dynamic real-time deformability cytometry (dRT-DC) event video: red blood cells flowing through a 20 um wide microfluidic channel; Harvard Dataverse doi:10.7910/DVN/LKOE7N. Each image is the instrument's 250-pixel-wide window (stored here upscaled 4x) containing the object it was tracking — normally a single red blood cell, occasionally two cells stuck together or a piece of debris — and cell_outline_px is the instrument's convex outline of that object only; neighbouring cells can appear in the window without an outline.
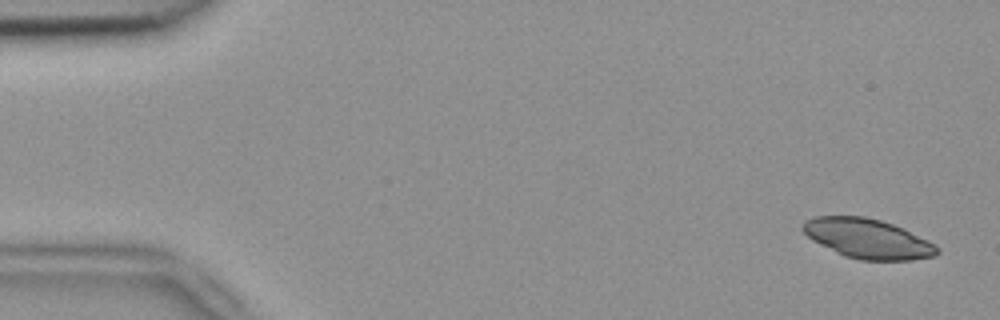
{"species": "common noctule bat (a hibernating species)", "species_latin": "Nyctalus noctula", "temperature_condition": "room temperature", "stored_images_in_passage": 53, "camera_frame_rate_fps": 3000, "um_per_image_px": 0.085, "animal": {"sex": "female", "body_mass_g": 18.4}, "frame": {"image": 1, "passage_image": 3, "time_ms": 0.667, "image_size_px": [1000, 320], "cell_outline_px": [[940, 252], [936, 256], [912, 260], [860, 260], [844, 256], [812, 240], [800, 228], [804, 220], [816, 216], [864, 216], [880, 220], [904, 228], [928, 240], [940, 248]], "centroid_in_image_um": [73.77, 20.28], "position_along_channel_um": 11.2, "area_um2": 31.15}}